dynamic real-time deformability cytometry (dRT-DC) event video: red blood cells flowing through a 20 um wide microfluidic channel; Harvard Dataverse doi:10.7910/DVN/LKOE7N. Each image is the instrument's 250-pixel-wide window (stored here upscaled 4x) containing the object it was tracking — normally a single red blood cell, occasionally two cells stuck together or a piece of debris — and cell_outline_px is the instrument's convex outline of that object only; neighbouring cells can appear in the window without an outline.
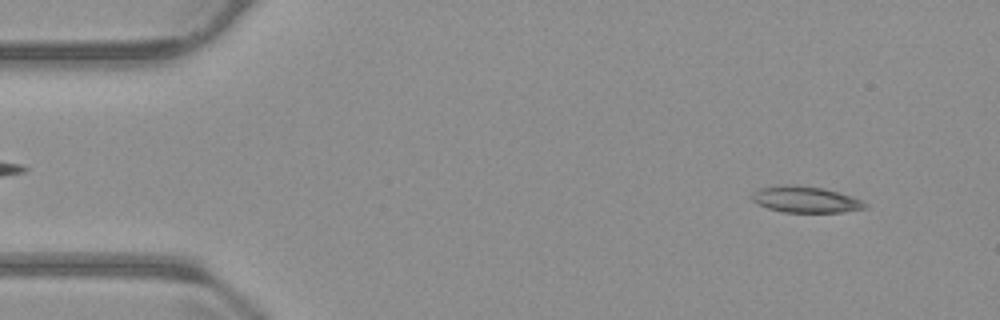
{"species": "common noctule bat (a hibernating species)", "species_latin": "Nyctalus noctula", "temperature_condition": "warm", "stored_images_in_passage": 54, "camera_frame_rate_fps": 3000, "um_per_image_px": 0.085, "animal": {"sex": "male", "body_mass_g": 23.1, "forearm_length_mm": 52.7}, "frame": {"image": 1, "passage_image": 4, "time_ms": 1.0, "image_size_px": [1000, 320], "cell_outline_px": [[868, 208], [844, 212], [784, 212], [768, 208], [756, 204], [752, 200], [752, 192], [760, 188], [784, 184], [792, 184], [824, 188], [852, 196], [868, 204]], "centroid_in_image_um": [68.47, 16.95], "position_along_channel_um": 16.5, "area_um2": 17.46}}
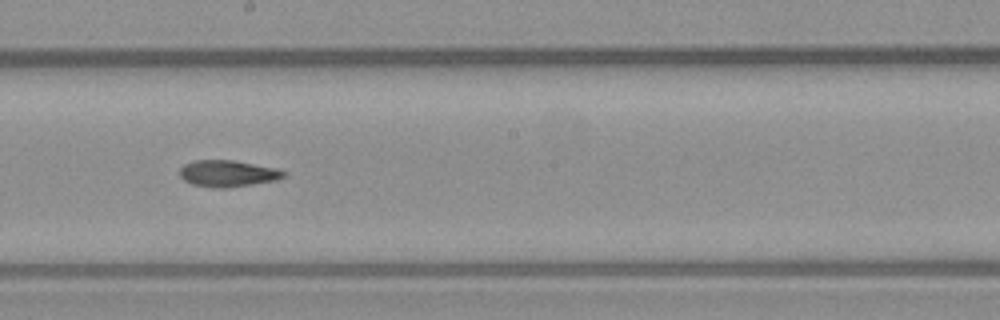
{"frame": {"image": 2, "passage_image": 29, "time_ms": 9.333, "image_size_px": [1000, 320], "cell_outline_px": [[288, 176], [276, 180], [252, 184], [224, 188], [216, 188], [192, 184], [184, 180], [180, 176], [180, 168], [184, 164], [196, 160], [232, 160], [276, 168], [288, 172]], "centroid_in_image_um": [19.39, 14.74], "position_along_channel_um": 228.8, "area_um2": 16.07}}
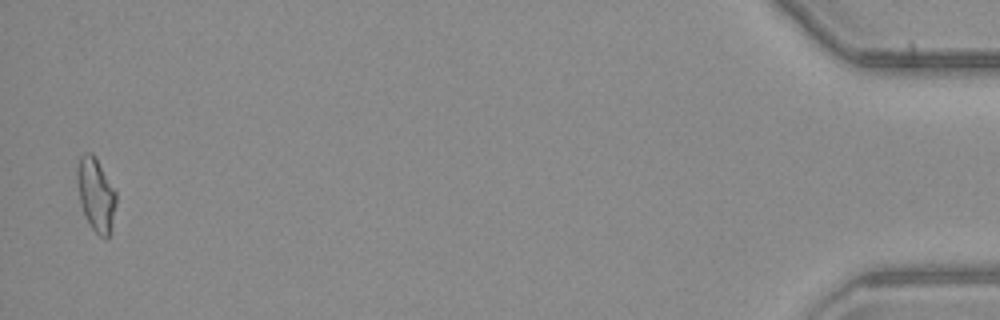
{"frame": {"image": 3, "passage_image": 53, "time_ms": 17.333, "image_size_px": [1000, 320], "cell_outline_px": [[116, 204], [112, 232], [108, 240], [104, 240], [92, 228], [84, 216], [80, 204], [76, 180], [76, 168], [80, 156], [84, 152], [92, 152], [96, 156], [116, 192]], "centroid_in_image_um": [8.15, 16.56], "position_along_channel_um": 427.0, "area_um2": 17.28}, "authors_computed_cell_mechanics": {"area_um2": 16.5308, "velocity_mm_per_s": 3.7331, "shape_relaxation_time_tau1_ms": null, "shape_relaxation_time_tau2_ms": 9.5192, "deformation_change_tau1": null, "deformation_change_tau2": 0.1874}}